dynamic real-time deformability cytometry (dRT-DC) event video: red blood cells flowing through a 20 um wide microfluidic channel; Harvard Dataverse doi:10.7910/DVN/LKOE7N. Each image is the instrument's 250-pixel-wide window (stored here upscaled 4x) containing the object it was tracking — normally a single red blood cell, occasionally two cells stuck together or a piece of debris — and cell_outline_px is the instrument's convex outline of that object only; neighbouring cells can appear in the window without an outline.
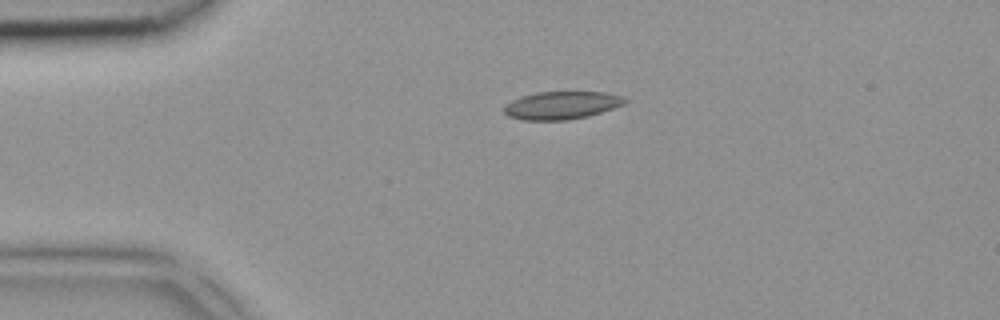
{"species": "common noctule bat (a hibernating species)", "species_latin": "Nyctalus noctula", "temperature_condition": "room temperature", "stored_images_in_passage": 3, "camera_frame_rate_fps": 3000, "um_per_image_px": 0.085, "animal": {"sex": "female", "body_mass_g": 18.4}, "frame": {"image": 1, "passage_image": 1, "time_ms": 0.0, "image_size_px": [1000, 320], "cell_outline_px": [[628, 100], [624, 104], [588, 116], [568, 120], [524, 120], [508, 116], [504, 112], [504, 108], [512, 100], [536, 92], [604, 92], [620, 96]], "centroid_in_image_um": [47.73, 8.95], "position_along_channel_um": 37.3, "area_um2": 19.31}}